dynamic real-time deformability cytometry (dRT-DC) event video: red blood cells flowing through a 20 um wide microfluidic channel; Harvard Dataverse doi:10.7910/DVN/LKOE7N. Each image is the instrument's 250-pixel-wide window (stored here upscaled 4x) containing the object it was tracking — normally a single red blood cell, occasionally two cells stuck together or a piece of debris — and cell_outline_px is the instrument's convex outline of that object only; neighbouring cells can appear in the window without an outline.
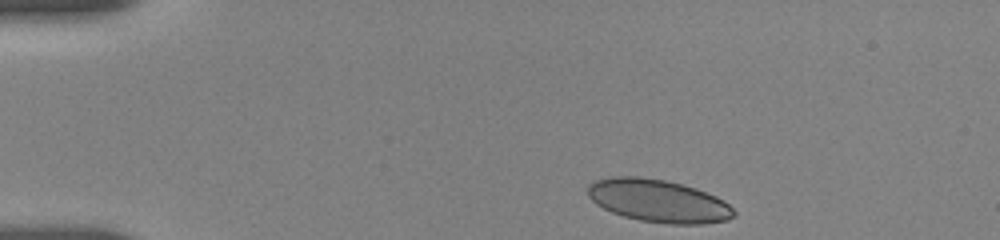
{"species": "human", "species_latin": "Homo sapiens", "temperature_condition": "room temperature", "stored_images_in_passage": 28, "camera_frame_rate_fps": 3000, "um_per_image_px": 0.085, "donor": {"sex": "female"}, "frame": {"image": 1, "passage_image": 1, "time_ms": 0.0, "image_size_px": [1000, 240], "cell_outline_px": [[736, 216], [728, 220], [704, 224], [668, 224], [640, 220], [624, 216], [612, 212], [596, 204], [588, 196], [588, 184], [596, 180], [612, 176], [640, 176], [664, 180], [696, 188], [716, 196], [724, 200], [736, 212]], "centroid_in_image_um": [55.97, 17.07], "position_along_channel_um": 29.0, "area_um2": 36.47}}
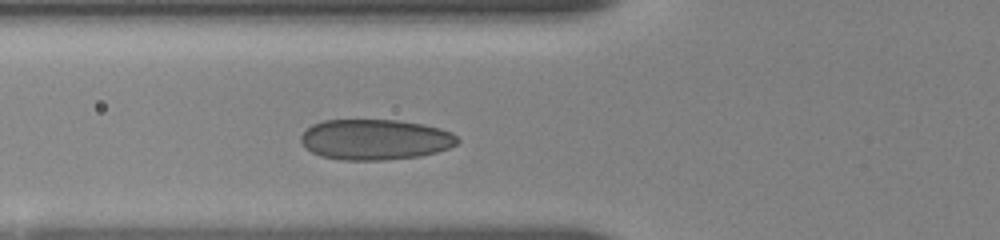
{"frame": {"image": 2, "passage_image": 16, "time_ms": 3.667, "image_size_px": [1000, 240], "cell_outline_px": [[460, 140], [456, 144], [448, 148], [436, 152], [420, 156], [384, 160], [340, 160], [320, 156], [312, 152], [300, 140], [300, 136], [312, 124], [324, 120], [396, 120], [424, 124], [440, 128], [452, 132]], "centroid_in_image_um": [31.9, 11.86], "position_along_channel_um": 93.9, "area_um2": 37.05}}
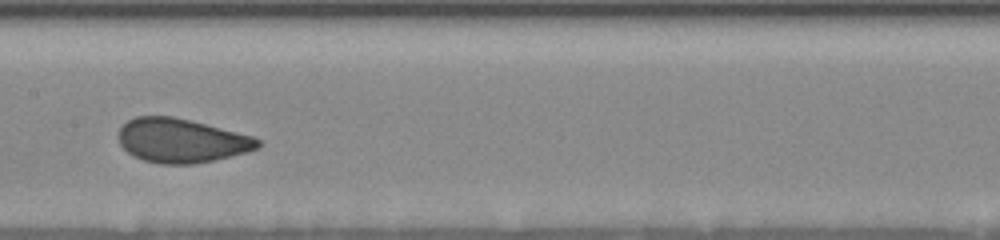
{"frame": {"image": 3, "passage_image": 27, "time_ms": 6.333, "image_size_px": [1000, 240], "cell_outline_px": [[264, 144], [260, 148], [248, 152], [196, 164], [160, 164], [144, 160], [128, 152], [120, 144], [116, 136], [120, 128], [128, 120], [136, 116], [172, 116], [252, 136], [260, 140]], "centroid_in_image_um": [15.42, 11.96], "position_along_channel_um": 192.0, "area_um2": 35.72}}